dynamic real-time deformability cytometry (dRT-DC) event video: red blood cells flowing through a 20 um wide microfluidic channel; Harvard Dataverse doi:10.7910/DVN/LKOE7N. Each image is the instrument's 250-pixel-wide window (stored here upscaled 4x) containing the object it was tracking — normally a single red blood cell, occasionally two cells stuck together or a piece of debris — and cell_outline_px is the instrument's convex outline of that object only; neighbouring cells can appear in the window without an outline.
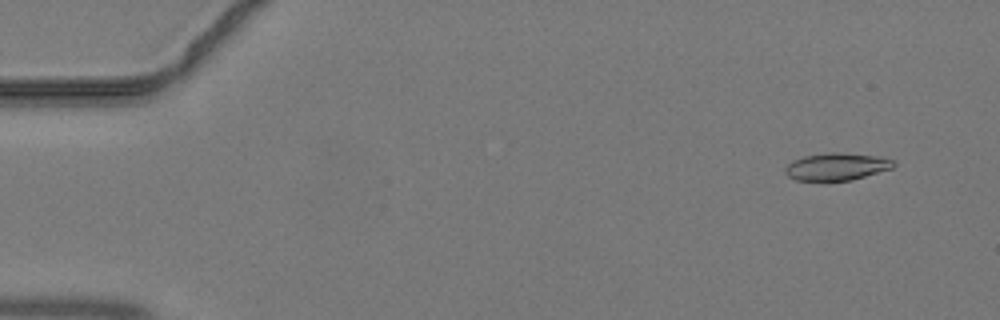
{"species": "common noctule bat (a hibernating species)", "species_latin": "Nyctalus noctula", "temperature_condition": "warm", "stored_images_in_passage": 46, "camera_frame_rate_fps": 3000, "um_per_image_px": 0.085, "animal": {"sex": "male", "body_mass_g": 19.2, "forearm_length_mm": 51.8}, "frame": {"image": 1, "passage_image": 4, "time_ms": 1.0, "image_size_px": [1000, 320], "cell_outline_px": [[896, 164], [892, 168], [852, 180], [796, 180], [788, 176], [784, 172], [784, 168], [792, 160], [804, 156], [828, 152], [836, 152], [880, 156], [896, 160]], "centroid_in_image_um": [71.13, 14.15], "position_along_channel_um": 13.9, "area_um2": 17.34}}
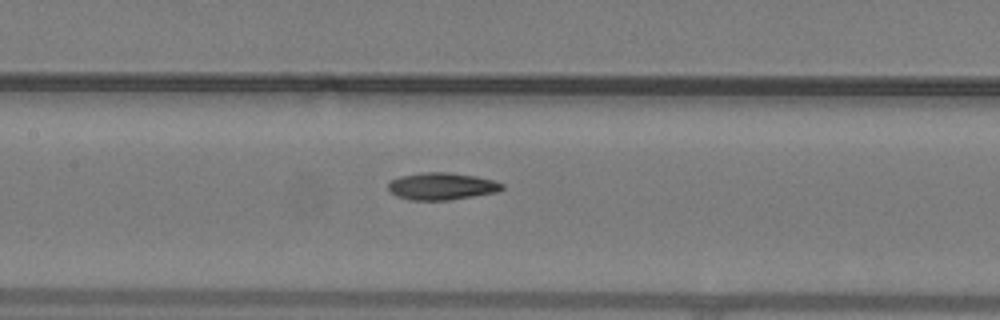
{"frame": {"image": 2, "passage_image": 22, "time_ms": 7.0, "image_size_px": [1000, 320], "cell_outline_px": [[504, 188], [496, 192], [448, 200], [408, 200], [396, 196], [388, 188], [388, 184], [392, 180], [400, 176], [424, 172], [448, 172], [476, 176], [492, 180], [504, 184]], "centroid_in_image_um": [37.53, 15.83], "position_along_channel_um": 169.9, "area_um2": 17.92}}
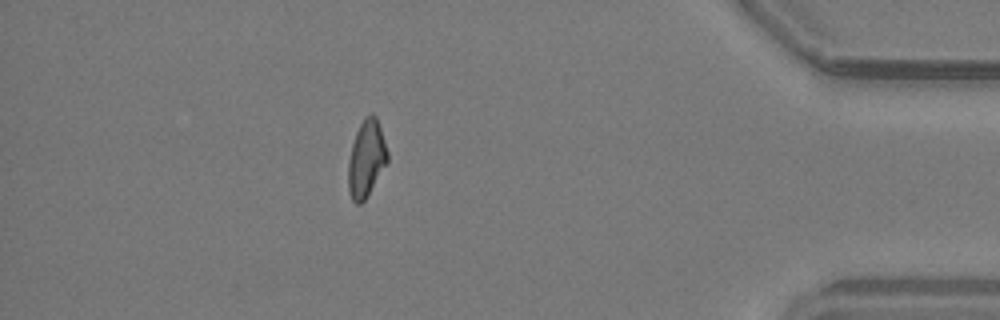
{"frame": {"image": 3, "passage_image": 40, "time_ms": 13.0, "image_size_px": [1000, 320], "cell_outline_px": [[388, 160], [368, 196], [360, 204], [356, 204], [352, 200], [348, 188], [348, 160], [352, 144], [356, 132], [364, 116], [372, 112], [376, 116], [388, 152]], "centroid_in_image_um": [31.13, 13.48], "position_along_channel_um": 404.1, "area_um2": 17.57}}